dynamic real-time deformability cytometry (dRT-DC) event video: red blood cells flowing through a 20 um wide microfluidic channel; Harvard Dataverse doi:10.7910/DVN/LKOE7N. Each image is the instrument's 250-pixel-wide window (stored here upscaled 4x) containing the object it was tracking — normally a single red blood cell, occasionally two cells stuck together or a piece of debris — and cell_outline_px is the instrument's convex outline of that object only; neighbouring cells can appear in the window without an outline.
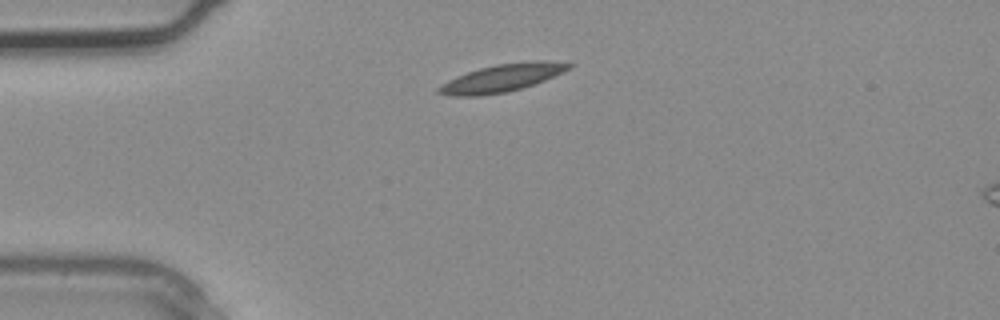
{"species": "common noctule bat (a hibernating species)", "species_latin": "Nyctalus noctula", "temperature_condition": "warm", "stored_images_in_passage": 2, "camera_frame_rate_fps": 3000, "um_per_image_px": 0.085, "animal": {"sex": "male", "body_mass_g": 20.4}, "frame": {"image": 1, "passage_image": 1, "time_ms": 0.0, "image_size_px": [1000, 320], "cell_outline_px": [[572, 68], [544, 80], [508, 92], [480, 96], [452, 96], [436, 92], [436, 88], [440, 84], [456, 76], [480, 68], [496, 64], [536, 60], [544, 60], [572, 64]], "centroid_in_image_um": [42.62, 6.63], "position_along_channel_um": 42.4, "area_um2": 20.87}}